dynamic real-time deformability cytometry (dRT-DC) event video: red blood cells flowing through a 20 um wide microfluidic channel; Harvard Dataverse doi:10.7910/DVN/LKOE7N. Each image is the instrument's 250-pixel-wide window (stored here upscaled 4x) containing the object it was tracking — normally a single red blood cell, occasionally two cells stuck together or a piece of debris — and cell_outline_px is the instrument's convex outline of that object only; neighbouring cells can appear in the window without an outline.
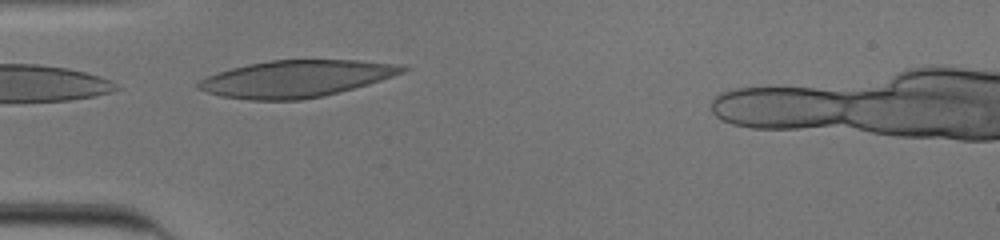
{"species": "human", "species_latin": "Homo sapiens", "temperature_condition": "cold", "stored_images_in_passage": 19, "camera_frame_rate_fps": 3000, "um_per_image_px": 0.085, "donor": {"sex": "male"}, "frame": {"image": 1, "passage_image": 2, "time_ms": 0.333, "image_size_px": [1000, 240], "cell_outline_px": [[412, 68], [404, 72], [368, 84], [324, 96], [300, 100], [248, 100], [220, 96], [196, 88], [196, 84], [200, 80], [216, 72], [248, 64], [268, 60], [360, 60], [400, 64]], "centroid_in_image_um": [25.17, 6.69], "position_along_channel_um": 59.8, "area_um2": 43.93}}
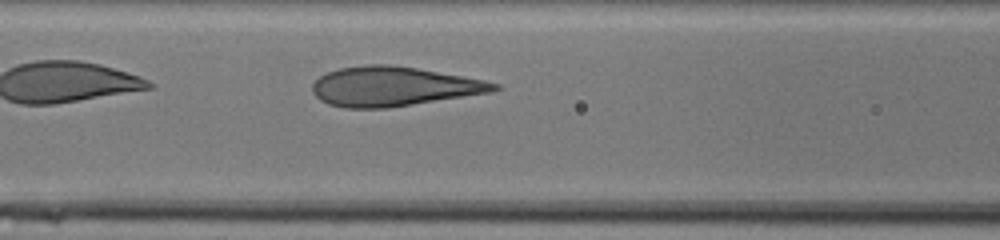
{"frame": {"image": 2, "passage_image": 8, "time_ms": 2.333, "image_size_px": [1000, 240], "cell_outline_px": [[504, 88], [492, 92], [388, 108], [344, 108], [328, 104], [320, 100], [312, 92], [312, 84], [320, 76], [328, 72], [340, 68], [368, 64], [388, 64], [416, 68], [484, 80], [500, 84]], "centroid_in_image_um": [33.45, 7.35], "position_along_channel_um": 133.2, "area_um2": 41.73}}
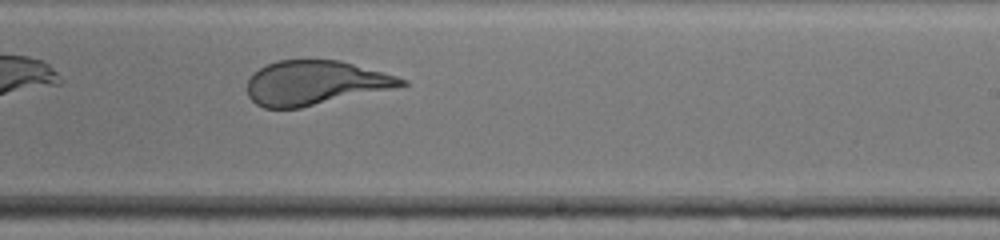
{"frame": {"image": 3, "passage_image": 18, "time_ms": 5.667, "image_size_px": [1000, 240], "cell_outline_px": [[408, 84], [392, 88], [300, 108], [264, 108], [256, 104], [248, 96], [248, 80], [252, 72], [276, 60], [340, 60], [396, 76], [408, 80]], "centroid_in_image_um": [26.74, 7.04], "position_along_channel_um": 262.3, "area_um2": 39.42}}